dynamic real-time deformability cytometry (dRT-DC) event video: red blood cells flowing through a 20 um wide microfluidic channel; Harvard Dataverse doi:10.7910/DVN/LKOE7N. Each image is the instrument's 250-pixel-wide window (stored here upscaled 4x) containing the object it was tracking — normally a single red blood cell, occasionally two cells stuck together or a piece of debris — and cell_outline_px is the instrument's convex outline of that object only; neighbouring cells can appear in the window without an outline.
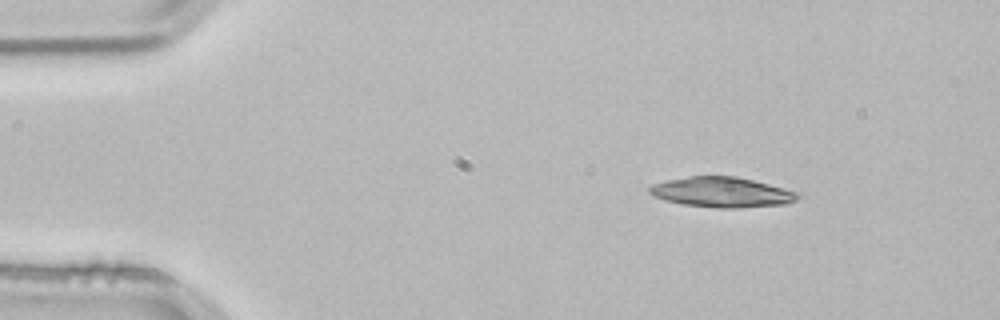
{"species": "common noctule bat (a hibernating species)", "species_latin": "Nyctalus noctula", "temperature_condition": "room temperature", "stored_images_in_passage": 2, "camera_frame_rate_fps": 3000, "um_per_image_px": 0.085, "animal": {"sex": "male", "body_mass_g": 21.5, "forearm_length_mm": 52.0}, "frame": {"image": 1, "passage_image": 1, "time_ms": 0.0, "image_size_px": [1000, 320], "cell_outline_px": [[804, 196], [788, 204], [736, 208], [720, 208], [680, 204], [664, 200], [652, 196], [648, 192], [648, 188], [652, 184], [668, 180], [688, 176], [736, 176], [800, 192]], "centroid_in_image_um": [61.38, 16.34], "position_along_channel_um": 23.6, "area_um2": 26.36}}